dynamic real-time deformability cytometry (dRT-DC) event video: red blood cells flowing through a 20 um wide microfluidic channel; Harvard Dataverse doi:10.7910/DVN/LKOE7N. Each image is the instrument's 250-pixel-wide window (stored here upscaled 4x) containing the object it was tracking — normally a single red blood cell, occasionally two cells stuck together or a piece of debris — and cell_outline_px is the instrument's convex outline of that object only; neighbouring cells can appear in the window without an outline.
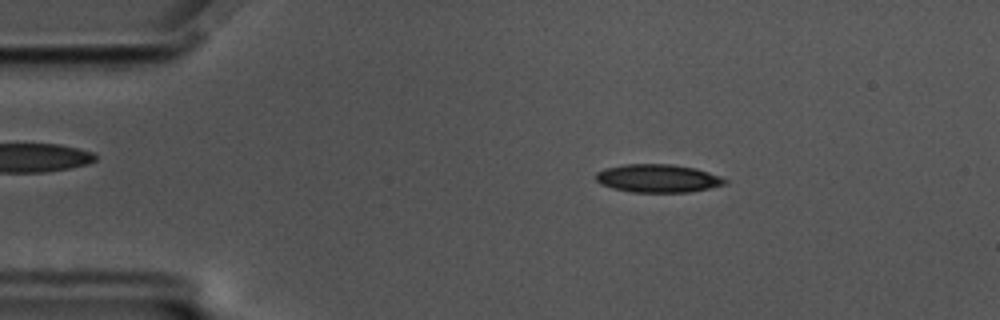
{"species": "common noctule bat (a hibernating species)", "species_latin": "Nyctalus noctula", "temperature_condition": "cold", "stored_images_in_passage": 55, "camera_frame_rate_fps": 3000, "um_per_image_px": 0.085, "animal": {"sex": "male", "body_mass_g": 17.5, "forearm_length_mm": 52.3}, "frame": {"image": 1, "passage_image": 8, "time_ms": 2.333, "image_size_px": [1000, 320], "cell_outline_px": [[728, 184], [688, 192], [632, 192], [612, 188], [600, 184], [596, 180], [596, 172], [604, 168], [624, 164], [672, 164], [696, 168], [720, 176], [728, 180]], "centroid_in_image_um": [55.91, 15.15], "position_along_channel_um": 29.1, "area_um2": 21.27}}
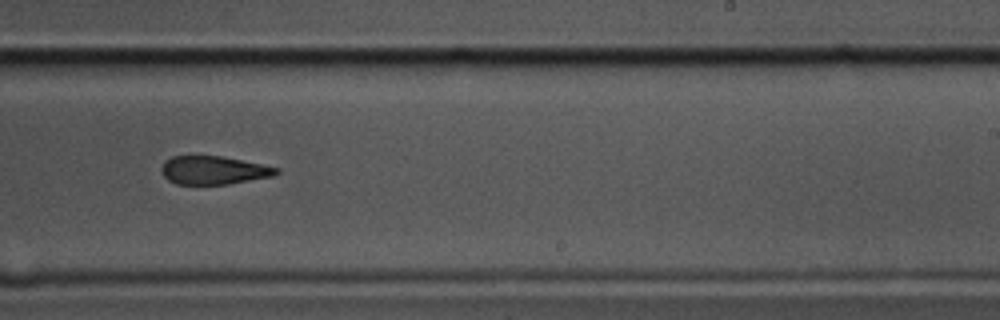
{"frame": {"image": 2, "passage_image": 33, "time_ms": 10.667, "image_size_px": [1000, 320], "cell_outline_px": [[280, 172], [276, 176], [228, 184], [176, 184], [168, 180], [164, 176], [160, 168], [164, 160], [172, 156], [220, 156], [280, 168]], "centroid_in_image_um": [18.16, 14.47], "position_along_channel_um": 270.8, "area_um2": 19.02}}
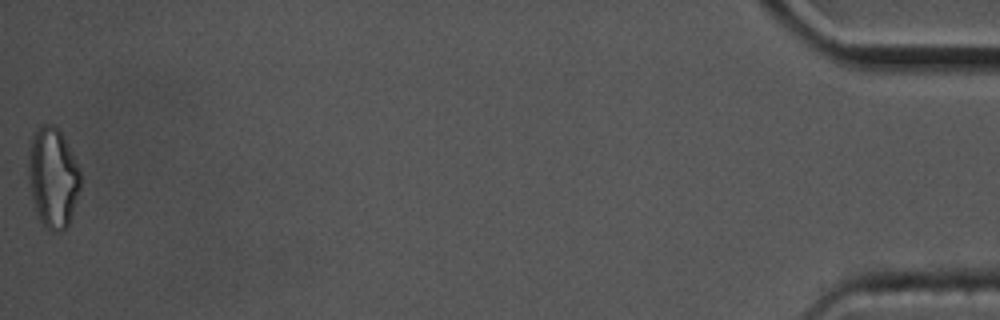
{"frame": {"image": 3, "passage_image": 55, "time_ms": 18.0, "image_size_px": [1000, 320], "cell_outline_px": [[80, 188], [68, 224], [60, 232], [52, 232], [40, 220], [36, 212], [32, 200], [28, 180], [28, 148], [32, 136], [36, 128], [40, 124], [52, 124], [60, 132], [68, 144], [80, 168]], "centroid_in_image_um": [4.47, 15.06], "position_along_channel_um": 430.7, "area_um2": 30.52}, "authors_computed_cell_mechanics": {"area_um2": 21.2126, "velocity_mm_per_s": 3.5172, "shape_relaxation_time_tau1_ms": null, "shape_relaxation_time_tau2_ms": 6.5647, "deformation_change_tau1": null, "deformation_change_tau2": 0.1697}}